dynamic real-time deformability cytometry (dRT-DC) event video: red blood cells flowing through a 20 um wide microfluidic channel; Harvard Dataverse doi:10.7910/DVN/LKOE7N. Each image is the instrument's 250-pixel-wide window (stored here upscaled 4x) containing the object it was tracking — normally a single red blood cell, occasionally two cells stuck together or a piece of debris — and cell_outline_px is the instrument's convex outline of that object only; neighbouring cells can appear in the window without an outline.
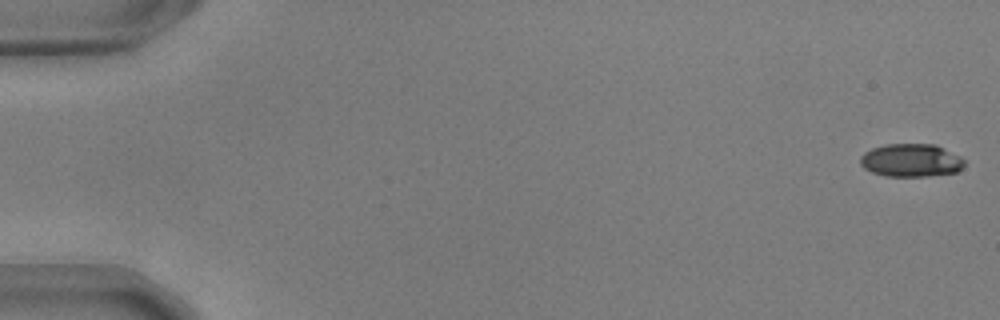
{"species": "common noctule bat (a hibernating species)", "species_latin": "Nyctalus noctula", "temperature_condition": "warm", "stored_images_in_passage": 8, "camera_frame_rate_fps": 3000, "um_per_image_px": 0.085, "animal": {"sex": "male", "body_mass_g": 17.9, "forearm_length_mm": 54.2}, "frame": {"image": 1, "passage_image": 1, "time_ms": 0.0, "image_size_px": [1000, 320], "cell_outline_px": [[964, 164], [956, 172], [928, 176], [884, 176], [872, 172], [864, 168], [860, 164], [860, 156], [864, 152], [872, 148], [884, 144], [936, 144], [960, 156], [964, 160]], "centroid_in_image_um": [77.41, 13.62], "position_along_channel_um": 7.6, "area_um2": 20.11}}